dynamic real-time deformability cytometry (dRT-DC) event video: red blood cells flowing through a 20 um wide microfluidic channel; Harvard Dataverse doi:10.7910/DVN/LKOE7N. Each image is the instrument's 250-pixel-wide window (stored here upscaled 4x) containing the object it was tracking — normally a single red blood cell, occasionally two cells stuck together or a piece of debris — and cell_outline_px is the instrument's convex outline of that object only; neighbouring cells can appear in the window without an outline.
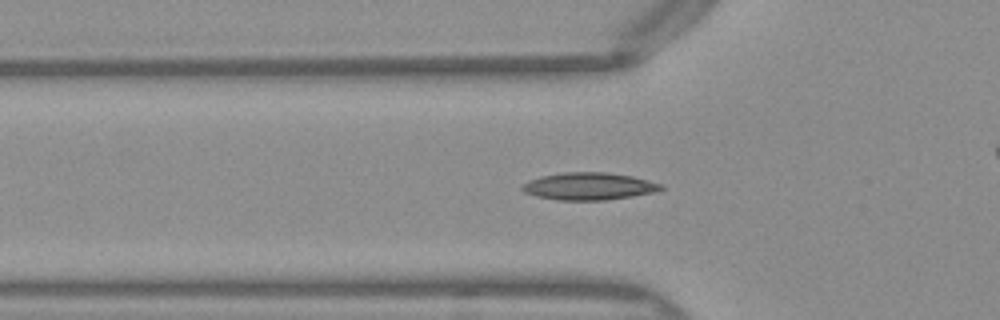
{"species": "Egyptian fruit bat (a non-hibernating species)", "species_latin": "Rousettus aegyptiacus", "temperature_condition": "warm", "stored_images_in_passage": 41, "camera_frame_rate_fps": 3000, "um_per_image_px": 0.085, "frame": {"image": 1, "passage_image": 7, "time_ms": 2.0, "image_size_px": [1000, 320], "cell_outline_px": [[664, 188], [656, 192], [632, 196], [604, 200], [556, 200], [536, 196], [524, 192], [520, 188], [524, 184], [540, 176], [564, 172], [604, 172], [632, 176], [664, 184]], "centroid_in_image_um": [50.09, 15.83], "position_along_channel_um": 75.7, "area_um2": 22.08}}
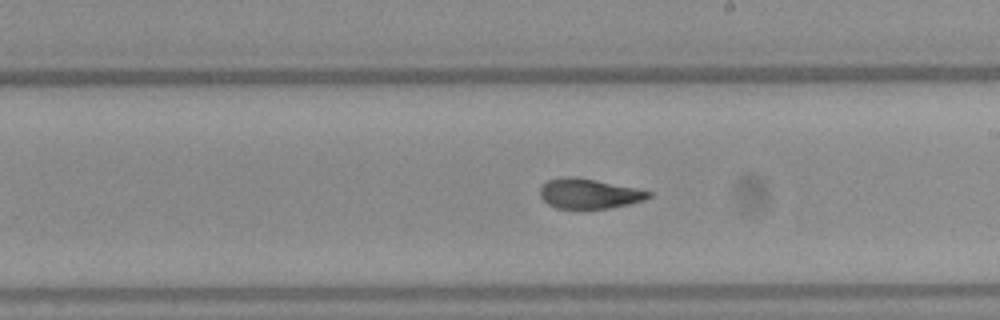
{"frame": {"image": 2, "passage_image": 19, "time_ms": 6.0, "image_size_px": [1000, 320], "cell_outline_px": [[652, 196], [644, 200], [628, 204], [608, 208], [556, 208], [548, 204], [540, 196], [540, 188], [548, 180], [564, 176], [576, 176], [636, 188], [652, 192]], "centroid_in_image_um": [50.06, 16.45], "position_along_channel_um": 238.9, "area_um2": 18.84}}
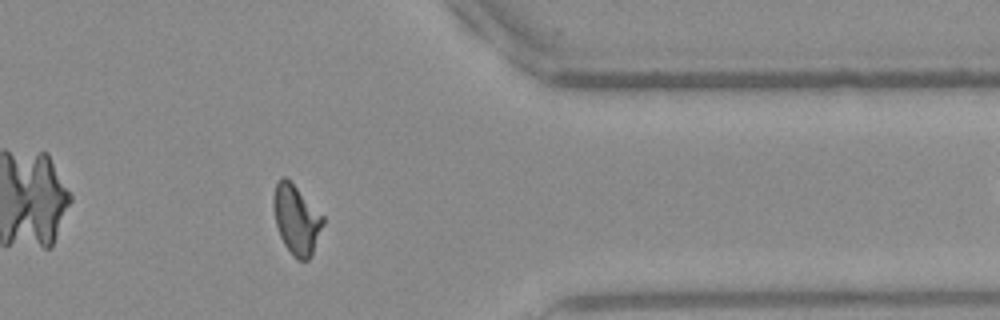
{"frame": {"image": 3, "passage_image": 31, "time_ms": 10.0, "image_size_px": [1000, 320], "cell_outline_px": [[324, 224], [312, 256], [308, 260], [296, 260], [284, 244], [280, 236], [276, 224], [272, 204], [272, 196], [276, 184], [280, 176], [284, 176], [324, 216]], "centroid_in_image_um": [25.19, 18.69], "position_along_channel_um": 386.2, "area_um2": 20.0}, "authors_computed_cell_mechanics": {"area_um2": 19.5942, "velocity_mm_per_s": 4.0482, "shape_relaxation_time_tau1_ms": 9.6543, "shape_relaxation_time_tau2_ms": 1.6074, "deformation_change_tau1": 0.266, "deformation_change_tau2": 0.0701}}